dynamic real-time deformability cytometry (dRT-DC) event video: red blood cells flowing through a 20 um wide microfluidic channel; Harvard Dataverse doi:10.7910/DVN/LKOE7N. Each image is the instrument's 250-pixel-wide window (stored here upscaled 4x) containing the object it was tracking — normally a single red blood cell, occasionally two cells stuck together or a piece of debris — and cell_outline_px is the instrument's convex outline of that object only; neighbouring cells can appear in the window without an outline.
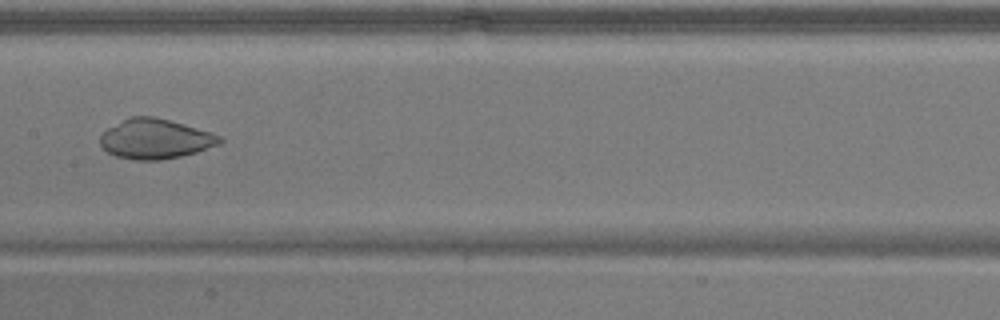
{"species": "common noctule bat (a hibernating species)", "species_latin": "Nyctalus noctula", "temperature_condition": "warm", "stored_images_in_passage": 34, "camera_frame_rate_fps": 3000, "um_per_image_px": 0.085, "animal": {"sex": "male", "body_mass_g": 17.9}, "frame": {"image": 1, "passage_image": 15, "time_ms": 4.667, "image_size_px": [1000, 320], "cell_outline_px": [[224, 140], [220, 144], [196, 152], [180, 156], [160, 160], [136, 160], [116, 156], [108, 152], [100, 144], [100, 136], [108, 128], [132, 116], [152, 116], [184, 124], [220, 136]], "centroid_in_image_um": [13.2, 11.81], "position_along_channel_um": 194.2, "area_um2": 27.34}, "authors_computed_cell_mechanics": {"area_um2": 29.2468, "velocity_mm_per_s": 3.8468, "shape_relaxation_time_tau1_ms": null, "shape_relaxation_time_tau2_ms": 0.9091, "deformation_change_tau1": null, "deformation_change_tau2": 0.0387}}